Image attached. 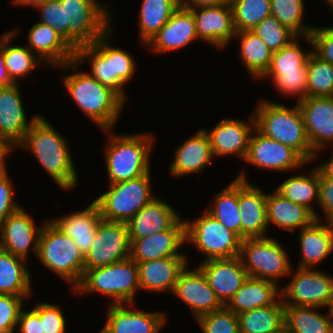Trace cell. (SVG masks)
Returning <instances> with one entry per match:
<instances>
[{"label": "cell", "instance_id": "7", "mask_svg": "<svg viewBox=\"0 0 333 333\" xmlns=\"http://www.w3.org/2000/svg\"><path fill=\"white\" fill-rule=\"evenodd\" d=\"M140 290L138 265L130 257L108 266L88 269L80 284L73 290L77 294H101L110 297V304L134 303Z\"/></svg>", "mask_w": 333, "mask_h": 333}, {"label": "cell", "instance_id": "1", "mask_svg": "<svg viewBox=\"0 0 333 333\" xmlns=\"http://www.w3.org/2000/svg\"><path fill=\"white\" fill-rule=\"evenodd\" d=\"M65 137L39 115L17 146L33 153L53 182L63 190H72L78 183V172Z\"/></svg>", "mask_w": 333, "mask_h": 333}, {"label": "cell", "instance_id": "20", "mask_svg": "<svg viewBox=\"0 0 333 333\" xmlns=\"http://www.w3.org/2000/svg\"><path fill=\"white\" fill-rule=\"evenodd\" d=\"M133 306L135 303L109 304L99 333H160L167 319L164 312H147Z\"/></svg>", "mask_w": 333, "mask_h": 333}, {"label": "cell", "instance_id": "3", "mask_svg": "<svg viewBox=\"0 0 333 333\" xmlns=\"http://www.w3.org/2000/svg\"><path fill=\"white\" fill-rule=\"evenodd\" d=\"M112 31L113 27L92 44L78 47L75 50V61L79 65L88 61L91 66L88 73L126 101L125 85L132 81L137 70V62L129 51L111 46Z\"/></svg>", "mask_w": 333, "mask_h": 333}, {"label": "cell", "instance_id": "57", "mask_svg": "<svg viewBox=\"0 0 333 333\" xmlns=\"http://www.w3.org/2000/svg\"><path fill=\"white\" fill-rule=\"evenodd\" d=\"M14 84L10 79L7 68L5 67L4 53L2 52V34L0 36V87H7Z\"/></svg>", "mask_w": 333, "mask_h": 333}, {"label": "cell", "instance_id": "58", "mask_svg": "<svg viewBox=\"0 0 333 333\" xmlns=\"http://www.w3.org/2000/svg\"><path fill=\"white\" fill-rule=\"evenodd\" d=\"M315 167L317 168L319 174L322 177L333 179V151H332V156L329 160L325 161L324 163H320Z\"/></svg>", "mask_w": 333, "mask_h": 333}, {"label": "cell", "instance_id": "28", "mask_svg": "<svg viewBox=\"0 0 333 333\" xmlns=\"http://www.w3.org/2000/svg\"><path fill=\"white\" fill-rule=\"evenodd\" d=\"M176 148L169 166L172 177L180 178L203 172L215 160L209 137L203 128Z\"/></svg>", "mask_w": 333, "mask_h": 333}, {"label": "cell", "instance_id": "19", "mask_svg": "<svg viewBox=\"0 0 333 333\" xmlns=\"http://www.w3.org/2000/svg\"><path fill=\"white\" fill-rule=\"evenodd\" d=\"M173 294L188 305L195 320L224 306L197 266L191 270L187 264L178 276Z\"/></svg>", "mask_w": 333, "mask_h": 333}, {"label": "cell", "instance_id": "11", "mask_svg": "<svg viewBox=\"0 0 333 333\" xmlns=\"http://www.w3.org/2000/svg\"><path fill=\"white\" fill-rule=\"evenodd\" d=\"M286 251L274 237L246 238L242 239L239 256L248 277L278 284L280 278L292 276V263Z\"/></svg>", "mask_w": 333, "mask_h": 333}, {"label": "cell", "instance_id": "53", "mask_svg": "<svg viewBox=\"0 0 333 333\" xmlns=\"http://www.w3.org/2000/svg\"><path fill=\"white\" fill-rule=\"evenodd\" d=\"M319 208L324 213L326 222H333V179L319 174Z\"/></svg>", "mask_w": 333, "mask_h": 333}, {"label": "cell", "instance_id": "14", "mask_svg": "<svg viewBox=\"0 0 333 333\" xmlns=\"http://www.w3.org/2000/svg\"><path fill=\"white\" fill-rule=\"evenodd\" d=\"M258 169L287 172L303 168L308 162L293 148L253 129L248 143V151L243 160Z\"/></svg>", "mask_w": 333, "mask_h": 333}, {"label": "cell", "instance_id": "9", "mask_svg": "<svg viewBox=\"0 0 333 333\" xmlns=\"http://www.w3.org/2000/svg\"><path fill=\"white\" fill-rule=\"evenodd\" d=\"M63 8L65 40L76 50L92 44L113 24L111 6L99 0H59Z\"/></svg>", "mask_w": 333, "mask_h": 333}, {"label": "cell", "instance_id": "18", "mask_svg": "<svg viewBox=\"0 0 333 333\" xmlns=\"http://www.w3.org/2000/svg\"><path fill=\"white\" fill-rule=\"evenodd\" d=\"M245 171L238 173V204L241 213V238L267 237L266 199L260 187L248 182Z\"/></svg>", "mask_w": 333, "mask_h": 333}, {"label": "cell", "instance_id": "15", "mask_svg": "<svg viewBox=\"0 0 333 333\" xmlns=\"http://www.w3.org/2000/svg\"><path fill=\"white\" fill-rule=\"evenodd\" d=\"M130 245L126 223L102 219L91 249L85 255V271L129 258Z\"/></svg>", "mask_w": 333, "mask_h": 333}, {"label": "cell", "instance_id": "52", "mask_svg": "<svg viewBox=\"0 0 333 333\" xmlns=\"http://www.w3.org/2000/svg\"><path fill=\"white\" fill-rule=\"evenodd\" d=\"M37 10L41 14L39 22L53 27L65 39L63 8L59 0L45 1Z\"/></svg>", "mask_w": 333, "mask_h": 333}, {"label": "cell", "instance_id": "36", "mask_svg": "<svg viewBox=\"0 0 333 333\" xmlns=\"http://www.w3.org/2000/svg\"><path fill=\"white\" fill-rule=\"evenodd\" d=\"M275 190L284 198L305 206L315 215L317 220L322 221L323 218L319 216L320 214L312 205V201L319 203V172L316 167L307 173L288 177Z\"/></svg>", "mask_w": 333, "mask_h": 333}, {"label": "cell", "instance_id": "17", "mask_svg": "<svg viewBox=\"0 0 333 333\" xmlns=\"http://www.w3.org/2000/svg\"><path fill=\"white\" fill-rule=\"evenodd\" d=\"M41 229L42 225L36 226L34 218L21 207L0 224V248L25 260L31 251L37 256Z\"/></svg>", "mask_w": 333, "mask_h": 333}, {"label": "cell", "instance_id": "55", "mask_svg": "<svg viewBox=\"0 0 333 333\" xmlns=\"http://www.w3.org/2000/svg\"><path fill=\"white\" fill-rule=\"evenodd\" d=\"M178 7L193 9L196 7L219 6L229 4L230 0H176Z\"/></svg>", "mask_w": 333, "mask_h": 333}, {"label": "cell", "instance_id": "22", "mask_svg": "<svg viewBox=\"0 0 333 333\" xmlns=\"http://www.w3.org/2000/svg\"><path fill=\"white\" fill-rule=\"evenodd\" d=\"M186 243V224L181 217L171 228L134 240L130 245V258L135 262L186 256L180 248Z\"/></svg>", "mask_w": 333, "mask_h": 333}, {"label": "cell", "instance_id": "46", "mask_svg": "<svg viewBox=\"0 0 333 333\" xmlns=\"http://www.w3.org/2000/svg\"><path fill=\"white\" fill-rule=\"evenodd\" d=\"M251 31L261 37L273 53L279 51L297 37L273 16L263 19Z\"/></svg>", "mask_w": 333, "mask_h": 333}, {"label": "cell", "instance_id": "50", "mask_svg": "<svg viewBox=\"0 0 333 333\" xmlns=\"http://www.w3.org/2000/svg\"><path fill=\"white\" fill-rule=\"evenodd\" d=\"M313 52L333 65V26H314L311 32Z\"/></svg>", "mask_w": 333, "mask_h": 333}, {"label": "cell", "instance_id": "12", "mask_svg": "<svg viewBox=\"0 0 333 333\" xmlns=\"http://www.w3.org/2000/svg\"><path fill=\"white\" fill-rule=\"evenodd\" d=\"M186 243L204 255L206 260L240 255L242 238L223 226L206 210L196 219H185Z\"/></svg>", "mask_w": 333, "mask_h": 333}, {"label": "cell", "instance_id": "48", "mask_svg": "<svg viewBox=\"0 0 333 333\" xmlns=\"http://www.w3.org/2000/svg\"><path fill=\"white\" fill-rule=\"evenodd\" d=\"M29 297L0 294V330L16 333L20 312Z\"/></svg>", "mask_w": 333, "mask_h": 333}, {"label": "cell", "instance_id": "6", "mask_svg": "<svg viewBox=\"0 0 333 333\" xmlns=\"http://www.w3.org/2000/svg\"><path fill=\"white\" fill-rule=\"evenodd\" d=\"M39 262L69 284L73 291L85 272V256L69 236L47 219L42 224L38 240Z\"/></svg>", "mask_w": 333, "mask_h": 333}, {"label": "cell", "instance_id": "31", "mask_svg": "<svg viewBox=\"0 0 333 333\" xmlns=\"http://www.w3.org/2000/svg\"><path fill=\"white\" fill-rule=\"evenodd\" d=\"M50 220L65 235L72 238L85 256L91 249L102 217L98 205L93 200L83 210Z\"/></svg>", "mask_w": 333, "mask_h": 333}, {"label": "cell", "instance_id": "5", "mask_svg": "<svg viewBox=\"0 0 333 333\" xmlns=\"http://www.w3.org/2000/svg\"><path fill=\"white\" fill-rule=\"evenodd\" d=\"M267 100H259L252 112L255 128L266 137L290 146L309 164L312 163L315 152L311 149L297 102L289 108Z\"/></svg>", "mask_w": 333, "mask_h": 333}, {"label": "cell", "instance_id": "49", "mask_svg": "<svg viewBox=\"0 0 333 333\" xmlns=\"http://www.w3.org/2000/svg\"><path fill=\"white\" fill-rule=\"evenodd\" d=\"M33 309L40 316L42 333H66L67 323L59 304L38 302Z\"/></svg>", "mask_w": 333, "mask_h": 333}, {"label": "cell", "instance_id": "32", "mask_svg": "<svg viewBox=\"0 0 333 333\" xmlns=\"http://www.w3.org/2000/svg\"><path fill=\"white\" fill-rule=\"evenodd\" d=\"M315 219L299 232L300 263L299 268H315L333 252V222ZM315 266V267H314Z\"/></svg>", "mask_w": 333, "mask_h": 333}, {"label": "cell", "instance_id": "51", "mask_svg": "<svg viewBox=\"0 0 333 333\" xmlns=\"http://www.w3.org/2000/svg\"><path fill=\"white\" fill-rule=\"evenodd\" d=\"M8 171L0 172V224L22 206L14 200L15 187L10 180Z\"/></svg>", "mask_w": 333, "mask_h": 333}, {"label": "cell", "instance_id": "37", "mask_svg": "<svg viewBox=\"0 0 333 333\" xmlns=\"http://www.w3.org/2000/svg\"><path fill=\"white\" fill-rule=\"evenodd\" d=\"M18 30L16 27L2 34V52L4 53L5 67L14 83H19L20 79L32 74L36 67L45 64L24 44L22 46L12 45V40L19 33Z\"/></svg>", "mask_w": 333, "mask_h": 333}, {"label": "cell", "instance_id": "61", "mask_svg": "<svg viewBox=\"0 0 333 333\" xmlns=\"http://www.w3.org/2000/svg\"><path fill=\"white\" fill-rule=\"evenodd\" d=\"M324 1L327 3V5H329L328 7L330 8V10L333 11V0H324Z\"/></svg>", "mask_w": 333, "mask_h": 333}, {"label": "cell", "instance_id": "38", "mask_svg": "<svg viewBox=\"0 0 333 333\" xmlns=\"http://www.w3.org/2000/svg\"><path fill=\"white\" fill-rule=\"evenodd\" d=\"M318 307L284 305V324L293 333H333V309L327 315Z\"/></svg>", "mask_w": 333, "mask_h": 333}, {"label": "cell", "instance_id": "39", "mask_svg": "<svg viewBox=\"0 0 333 333\" xmlns=\"http://www.w3.org/2000/svg\"><path fill=\"white\" fill-rule=\"evenodd\" d=\"M235 39L240 40V61L250 76L260 79L270 66L273 52L252 31L236 32Z\"/></svg>", "mask_w": 333, "mask_h": 333}, {"label": "cell", "instance_id": "45", "mask_svg": "<svg viewBox=\"0 0 333 333\" xmlns=\"http://www.w3.org/2000/svg\"><path fill=\"white\" fill-rule=\"evenodd\" d=\"M307 97H333V65L314 52L307 59Z\"/></svg>", "mask_w": 333, "mask_h": 333}, {"label": "cell", "instance_id": "56", "mask_svg": "<svg viewBox=\"0 0 333 333\" xmlns=\"http://www.w3.org/2000/svg\"><path fill=\"white\" fill-rule=\"evenodd\" d=\"M14 148L16 147L11 144L5 137L0 136V172L8 170L6 158L8 155H10Z\"/></svg>", "mask_w": 333, "mask_h": 333}, {"label": "cell", "instance_id": "33", "mask_svg": "<svg viewBox=\"0 0 333 333\" xmlns=\"http://www.w3.org/2000/svg\"><path fill=\"white\" fill-rule=\"evenodd\" d=\"M315 219V215L308 208L284 198L276 190L267 193L266 220L268 227L274 224L277 228L293 234L297 232L295 229L300 228L301 230Z\"/></svg>", "mask_w": 333, "mask_h": 333}, {"label": "cell", "instance_id": "60", "mask_svg": "<svg viewBox=\"0 0 333 333\" xmlns=\"http://www.w3.org/2000/svg\"><path fill=\"white\" fill-rule=\"evenodd\" d=\"M277 333H293L292 331H290L286 326H284L279 332Z\"/></svg>", "mask_w": 333, "mask_h": 333}, {"label": "cell", "instance_id": "30", "mask_svg": "<svg viewBox=\"0 0 333 333\" xmlns=\"http://www.w3.org/2000/svg\"><path fill=\"white\" fill-rule=\"evenodd\" d=\"M187 256H174L151 261L136 262L138 265L140 290L149 292H171L178 276L188 264Z\"/></svg>", "mask_w": 333, "mask_h": 333}, {"label": "cell", "instance_id": "26", "mask_svg": "<svg viewBox=\"0 0 333 333\" xmlns=\"http://www.w3.org/2000/svg\"><path fill=\"white\" fill-rule=\"evenodd\" d=\"M195 40L199 39L192 10L178 7L145 46L161 54L178 51Z\"/></svg>", "mask_w": 333, "mask_h": 333}, {"label": "cell", "instance_id": "10", "mask_svg": "<svg viewBox=\"0 0 333 333\" xmlns=\"http://www.w3.org/2000/svg\"><path fill=\"white\" fill-rule=\"evenodd\" d=\"M108 186L106 192L94 199L102 219L107 221L127 223L142 207L156 197L151 188V171L131 180Z\"/></svg>", "mask_w": 333, "mask_h": 333}, {"label": "cell", "instance_id": "4", "mask_svg": "<svg viewBox=\"0 0 333 333\" xmlns=\"http://www.w3.org/2000/svg\"><path fill=\"white\" fill-rule=\"evenodd\" d=\"M108 140L105 146V167L108 183H119L151 171V153L155 138L150 133L116 134L103 129Z\"/></svg>", "mask_w": 333, "mask_h": 333}, {"label": "cell", "instance_id": "34", "mask_svg": "<svg viewBox=\"0 0 333 333\" xmlns=\"http://www.w3.org/2000/svg\"><path fill=\"white\" fill-rule=\"evenodd\" d=\"M280 287L274 282L248 277L226 306L239 315L275 304L281 298Z\"/></svg>", "mask_w": 333, "mask_h": 333}, {"label": "cell", "instance_id": "54", "mask_svg": "<svg viewBox=\"0 0 333 333\" xmlns=\"http://www.w3.org/2000/svg\"><path fill=\"white\" fill-rule=\"evenodd\" d=\"M24 308H22L17 322L16 330L18 328V333H42V322L39 314L33 308L30 311L24 310Z\"/></svg>", "mask_w": 333, "mask_h": 333}, {"label": "cell", "instance_id": "16", "mask_svg": "<svg viewBox=\"0 0 333 333\" xmlns=\"http://www.w3.org/2000/svg\"><path fill=\"white\" fill-rule=\"evenodd\" d=\"M297 105L317 162L320 152L333 145V97H306Z\"/></svg>", "mask_w": 333, "mask_h": 333}, {"label": "cell", "instance_id": "23", "mask_svg": "<svg viewBox=\"0 0 333 333\" xmlns=\"http://www.w3.org/2000/svg\"><path fill=\"white\" fill-rule=\"evenodd\" d=\"M195 19L196 34L202 42L225 49L234 40L232 8L229 4L191 9Z\"/></svg>", "mask_w": 333, "mask_h": 333}, {"label": "cell", "instance_id": "44", "mask_svg": "<svg viewBox=\"0 0 333 333\" xmlns=\"http://www.w3.org/2000/svg\"><path fill=\"white\" fill-rule=\"evenodd\" d=\"M270 4L271 16L275 17L296 36L311 35L314 27L303 21L304 0H270Z\"/></svg>", "mask_w": 333, "mask_h": 333}, {"label": "cell", "instance_id": "13", "mask_svg": "<svg viewBox=\"0 0 333 333\" xmlns=\"http://www.w3.org/2000/svg\"><path fill=\"white\" fill-rule=\"evenodd\" d=\"M291 281L280 288L284 305L333 309V277L313 268H299Z\"/></svg>", "mask_w": 333, "mask_h": 333}, {"label": "cell", "instance_id": "59", "mask_svg": "<svg viewBox=\"0 0 333 333\" xmlns=\"http://www.w3.org/2000/svg\"><path fill=\"white\" fill-rule=\"evenodd\" d=\"M13 3L15 5L37 8L39 5L44 3V0H13Z\"/></svg>", "mask_w": 333, "mask_h": 333}, {"label": "cell", "instance_id": "35", "mask_svg": "<svg viewBox=\"0 0 333 333\" xmlns=\"http://www.w3.org/2000/svg\"><path fill=\"white\" fill-rule=\"evenodd\" d=\"M27 260L0 248V294L31 296L32 280Z\"/></svg>", "mask_w": 333, "mask_h": 333}, {"label": "cell", "instance_id": "25", "mask_svg": "<svg viewBox=\"0 0 333 333\" xmlns=\"http://www.w3.org/2000/svg\"><path fill=\"white\" fill-rule=\"evenodd\" d=\"M19 84L0 87V136L5 137L16 148L39 116L36 114L27 120Z\"/></svg>", "mask_w": 333, "mask_h": 333}, {"label": "cell", "instance_id": "27", "mask_svg": "<svg viewBox=\"0 0 333 333\" xmlns=\"http://www.w3.org/2000/svg\"><path fill=\"white\" fill-rule=\"evenodd\" d=\"M27 35L26 46L45 65L59 67L75 60V49L53 27L37 22Z\"/></svg>", "mask_w": 333, "mask_h": 333}, {"label": "cell", "instance_id": "29", "mask_svg": "<svg viewBox=\"0 0 333 333\" xmlns=\"http://www.w3.org/2000/svg\"><path fill=\"white\" fill-rule=\"evenodd\" d=\"M180 218L171 204L160 197L153 198L126 223L130 244L136 239L171 228Z\"/></svg>", "mask_w": 333, "mask_h": 333}, {"label": "cell", "instance_id": "2", "mask_svg": "<svg viewBox=\"0 0 333 333\" xmlns=\"http://www.w3.org/2000/svg\"><path fill=\"white\" fill-rule=\"evenodd\" d=\"M81 65L75 60L68 62L59 69L69 73L62 76L67 93L78 108L100 129H113L126 102L112 89L104 86L88 72H79ZM77 68V69H76ZM77 70V72H76Z\"/></svg>", "mask_w": 333, "mask_h": 333}, {"label": "cell", "instance_id": "43", "mask_svg": "<svg viewBox=\"0 0 333 333\" xmlns=\"http://www.w3.org/2000/svg\"><path fill=\"white\" fill-rule=\"evenodd\" d=\"M235 32L251 31L271 16L270 0H230Z\"/></svg>", "mask_w": 333, "mask_h": 333}, {"label": "cell", "instance_id": "42", "mask_svg": "<svg viewBox=\"0 0 333 333\" xmlns=\"http://www.w3.org/2000/svg\"><path fill=\"white\" fill-rule=\"evenodd\" d=\"M214 205L205 209L223 226L241 237V213L238 204V179L234 178L213 198Z\"/></svg>", "mask_w": 333, "mask_h": 333}, {"label": "cell", "instance_id": "40", "mask_svg": "<svg viewBox=\"0 0 333 333\" xmlns=\"http://www.w3.org/2000/svg\"><path fill=\"white\" fill-rule=\"evenodd\" d=\"M239 333H277L284 326L281 298L272 305L257 307L238 315Z\"/></svg>", "mask_w": 333, "mask_h": 333}, {"label": "cell", "instance_id": "8", "mask_svg": "<svg viewBox=\"0 0 333 333\" xmlns=\"http://www.w3.org/2000/svg\"><path fill=\"white\" fill-rule=\"evenodd\" d=\"M306 41L311 49H304L300 39ZM313 52L311 36H297L288 45L272 54L271 63L260 79H271L277 91L295 97L297 101L307 97V59Z\"/></svg>", "mask_w": 333, "mask_h": 333}, {"label": "cell", "instance_id": "21", "mask_svg": "<svg viewBox=\"0 0 333 333\" xmlns=\"http://www.w3.org/2000/svg\"><path fill=\"white\" fill-rule=\"evenodd\" d=\"M248 118L249 122L235 118H225L210 130L204 129L209 137L215 158L235 155L238 159H245L249 138L255 128L253 113Z\"/></svg>", "mask_w": 333, "mask_h": 333}, {"label": "cell", "instance_id": "24", "mask_svg": "<svg viewBox=\"0 0 333 333\" xmlns=\"http://www.w3.org/2000/svg\"><path fill=\"white\" fill-rule=\"evenodd\" d=\"M197 266L224 306L248 278L240 256L201 261Z\"/></svg>", "mask_w": 333, "mask_h": 333}, {"label": "cell", "instance_id": "47", "mask_svg": "<svg viewBox=\"0 0 333 333\" xmlns=\"http://www.w3.org/2000/svg\"><path fill=\"white\" fill-rule=\"evenodd\" d=\"M202 333H239L238 315L227 306L196 319Z\"/></svg>", "mask_w": 333, "mask_h": 333}, {"label": "cell", "instance_id": "41", "mask_svg": "<svg viewBox=\"0 0 333 333\" xmlns=\"http://www.w3.org/2000/svg\"><path fill=\"white\" fill-rule=\"evenodd\" d=\"M178 8L176 0H143L139 12V38L145 46Z\"/></svg>", "mask_w": 333, "mask_h": 333}]
</instances>
